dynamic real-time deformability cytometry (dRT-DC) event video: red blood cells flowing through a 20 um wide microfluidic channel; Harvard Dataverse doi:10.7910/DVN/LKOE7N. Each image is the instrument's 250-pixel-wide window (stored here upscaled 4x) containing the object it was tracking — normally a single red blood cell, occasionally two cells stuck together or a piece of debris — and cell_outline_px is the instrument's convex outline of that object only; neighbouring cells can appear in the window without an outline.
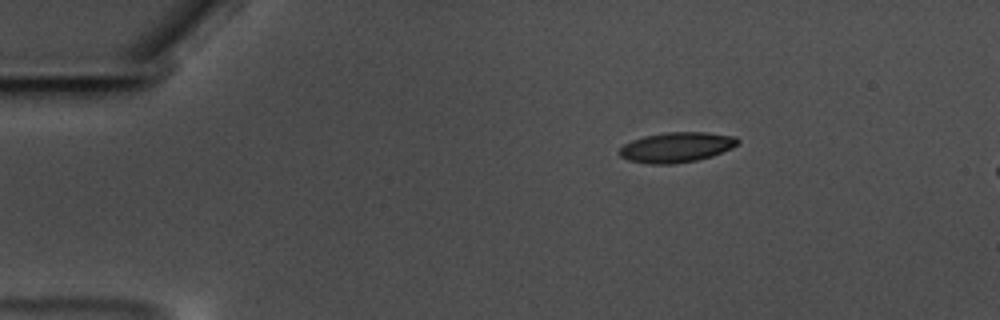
{"species": "common noctule bat (a hibernating species)", "species_latin": "Nyctalus noctula", "temperature_condition": "warm", "stored_images_in_passage": 7, "camera_frame_rate_fps": 3000, "um_per_image_px": 0.085, "animal": {"sex": "male", "body_mass_g": 17.5, "forearm_length_mm": 52.3}, "frame": {"image": 1, "passage_image": 1, "time_ms": 0.0, "image_size_px": [1000, 320], "cell_outline_px": [[740, 140], [732, 148], [712, 156], [696, 160], [672, 164], [648, 164], [628, 160], [620, 156], [620, 148], [624, 144], [632, 140], [644, 136], [668, 132], [708, 132], [736, 136]], "centroid_in_image_um": [57.51, 12.51], "position_along_channel_um": 27.5, "area_um2": 20.75}}